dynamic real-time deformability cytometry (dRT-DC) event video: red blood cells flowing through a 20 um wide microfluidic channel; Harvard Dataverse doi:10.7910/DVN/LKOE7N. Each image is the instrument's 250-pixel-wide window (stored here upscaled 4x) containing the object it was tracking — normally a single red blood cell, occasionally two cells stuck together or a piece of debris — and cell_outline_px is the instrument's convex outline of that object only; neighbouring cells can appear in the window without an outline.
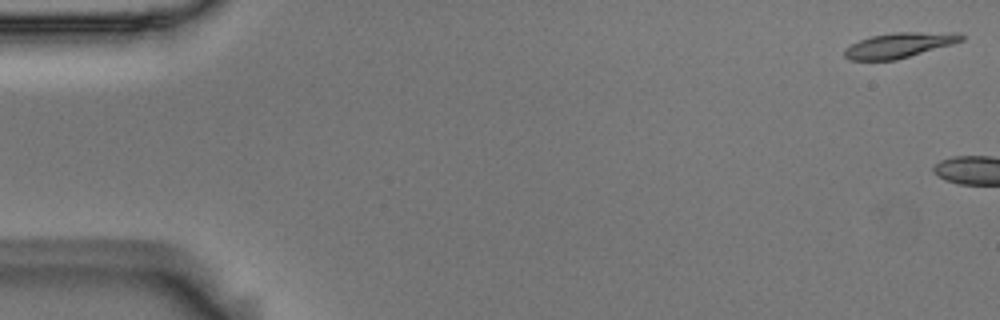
{"species": "Egyptian fruit bat (a non-hibernating species)", "species_latin": "Rousettus aegyptiacus", "temperature_condition": "room temperature", "stored_images_in_passage": 19, "camera_frame_rate_fps": 3000, "um_per_image_px": 0.085, "animal": {"sex": "male"}, "frame": {"image": 1, "passage_image": 1, "time_ms": 0.0, "image_size_px": [1000, 320], "cell_outline_px": [[964, 40], [952, 44], [896, 60], [848, 60], [844, 56], [844, 52], [852, 44], [860, 40], [872, 36], [892, 32], [960, 32], [964, 36]], "centroid_in_image_um": [76.48, 3.83], "position_along_channel_um": 8.5, "area_um2": 17.05}}
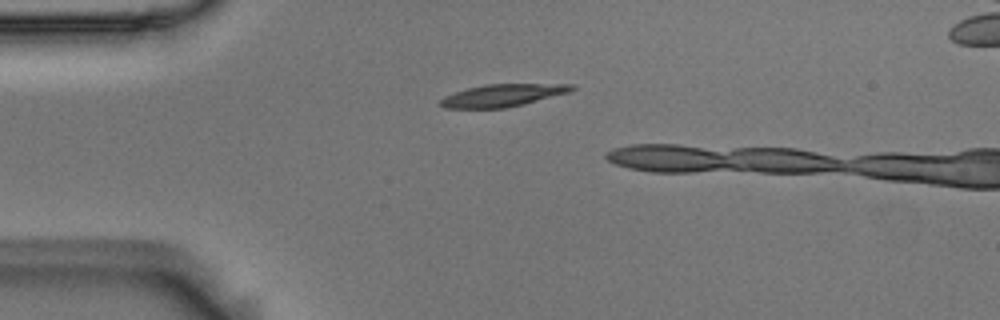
{"frame": {"image": 2, "passage_image": 13, "time_ms": 4.0, "image_size_px": [1000, 320], "cell_outline_px": [[576, 88], [568, 92], [524, 104], [504, 108], [444, 108], [440, 104], [440, 100], [456, 92], [468, 88], [484, 84], [576, 84]], "centroid_in_image_um": [42.76, 8.1], "position_along_channel_um": 42.2, "area_um2": 16.88}}
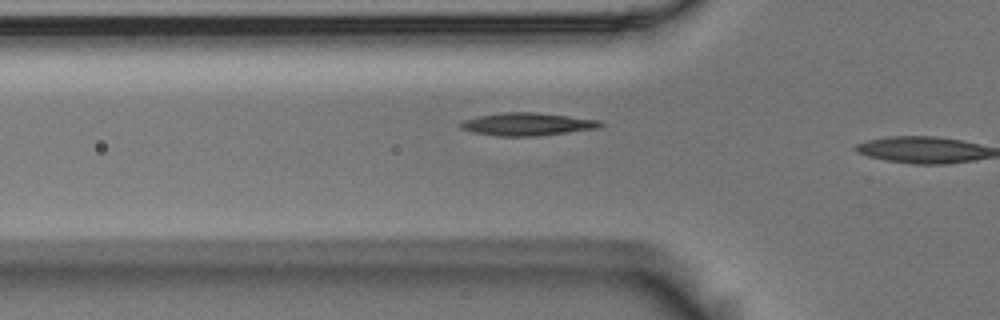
{"frame": {"image": 3, "passage_image": 18, "time_ms": 5.667, "image_size_px": [1000, 320], "cell_outline_px": [[604, 124], [596, 128], [536, 136], [500, 136], [472, 132], [460, 128], [460, 124], [464, 120], [480, 116], [504, 112], [532, 112], [568, 116], [600, 120]], "centroid_in_image_um": [44.8, 10.55], "position_along_channel_um": 81.0, "area_um2": 18.21}}